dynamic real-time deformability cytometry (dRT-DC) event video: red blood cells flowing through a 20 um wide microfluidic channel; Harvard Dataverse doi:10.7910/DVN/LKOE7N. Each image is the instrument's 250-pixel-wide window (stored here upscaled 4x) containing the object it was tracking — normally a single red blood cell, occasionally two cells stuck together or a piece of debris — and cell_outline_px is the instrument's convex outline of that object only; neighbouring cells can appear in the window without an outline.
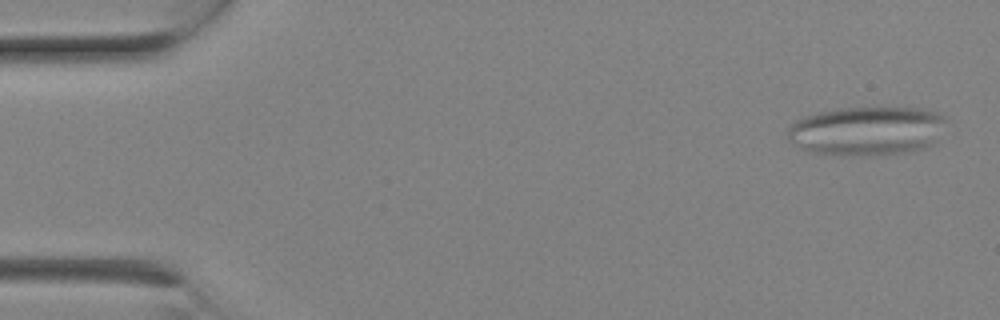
{"species": "Egyptian fruit bat (a non-hibernating species)", "species_latin": "Rousettus aegyptiacus", "temperature_condition": "room temperature", "stored_images_in_passage": 9, "camera_frame_rate_fps": 3000, "um_per_image_px": 0.085, "animal": {"sex": "female"}, "frame": {"image": 1, "passage_image": 1, "time_ms": 0.0, "image_size_px": [1000, 320], "cell_outline_px": [[944, 120], [936, 140], [932, 144], [924, 148], [912, 152], [884, 156], [852, 156], [808, 152], [788, 140], [788, 128], [796, 120], [804, 116], [820, 112], [840, 108], [920, 108], [936, 112], [944, 116]], "centroid_in_image_um": [73.66, 11.15], "position_along_channel_um": 11.3, "area_um2": 45.55}}